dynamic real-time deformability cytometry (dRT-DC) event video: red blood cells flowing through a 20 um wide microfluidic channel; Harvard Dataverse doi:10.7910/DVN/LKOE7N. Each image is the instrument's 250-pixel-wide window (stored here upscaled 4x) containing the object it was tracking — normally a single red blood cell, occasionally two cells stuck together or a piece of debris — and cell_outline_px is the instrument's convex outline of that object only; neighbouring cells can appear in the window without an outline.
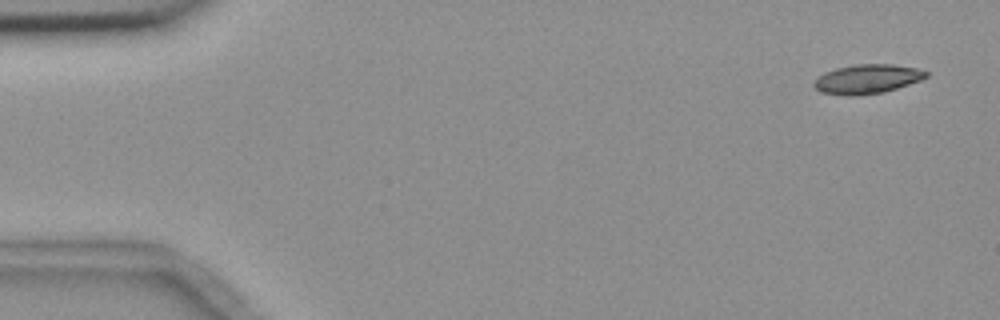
{"species": "common noctule bat (a hibernating species)", "species_latin": "Nyctalus noctula", "temperature_condition": "room temperature", "stored_images_in_passage": 5, "camera_frame_rate_fps": 3000, "um_per_image_px": 0.085, "animal": {"sex": "female", "body_mass_g": 18.4}, "frame": {"image": 1, "passage_image": 1, "time_ms": 0.0, "image_size_px": [1000, 320], "cell_outline_px": [[928, 76], [920, 80], [884, 92], [856, 96], [848, 96], [820, 92], [812, 84], [824, 72], [836, 68], [856, 64], [892, 64], [916, 68], [928, 72]], "centroid_in_image_um": [73.7, 6.72], "position_along_channel_um": 11.3, "area_um2": 19.02}}
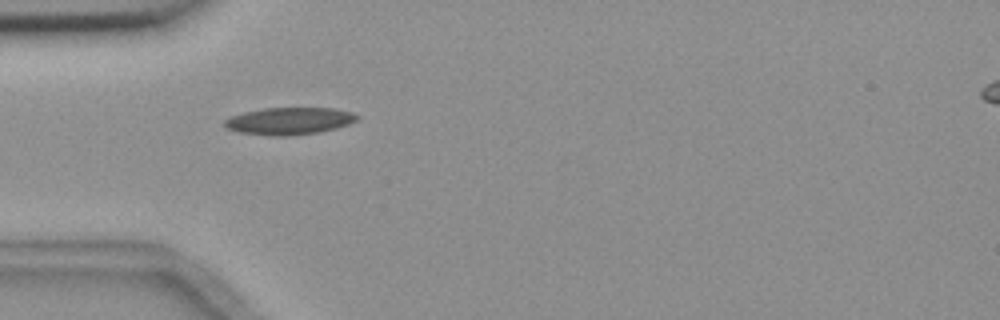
{"frame": {"image": 2, "passage_image": 4, "time_ms": 4.667, "image_size_px": [1000, 320], "cell_outline_px": [[360, 116], [356, 120], [348, 124], [336, 128], [316, 132], [288, 136], [272, 136], [240, 132], [228, 128], [224, 124], [224, 120], [232, 116], [244, 112], [264, 108], [336, 108], [352, 112]], "centroid_in_image_um": [24.61, 10.27], "position_along_channel_um": 60.4, "area_um2": 20.81}}